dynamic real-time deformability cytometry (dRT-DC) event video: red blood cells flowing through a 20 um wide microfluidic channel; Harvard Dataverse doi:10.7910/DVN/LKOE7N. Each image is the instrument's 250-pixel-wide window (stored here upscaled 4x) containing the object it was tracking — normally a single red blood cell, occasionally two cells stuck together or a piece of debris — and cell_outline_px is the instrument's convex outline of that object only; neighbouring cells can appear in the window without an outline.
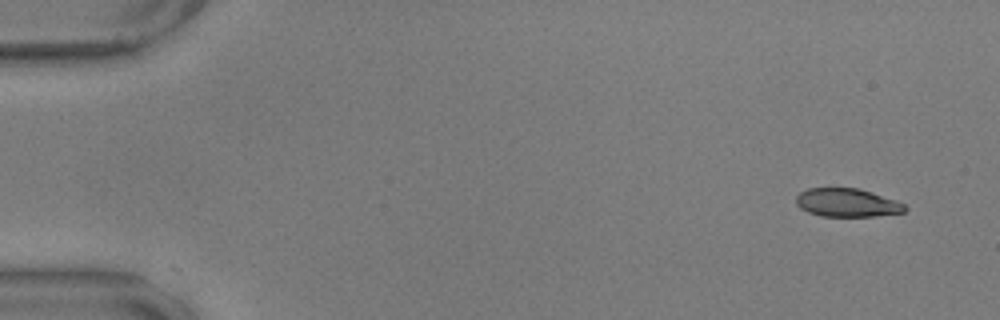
{"species": "common noctule bat (a hibernating species)", "species_latin": "Nyctalus noctula", "temperature_condition": "warm", "stored_images_in_passage": 54, "camera_frame_rate_fps": 3000, "um_per_image_px": 0.085, "animal": {"sex": "male", "body_mass_g": 17.9, "forearm_length_mm": 54.2}, "frame": {"image": 1, "passage_image": 1, "time_ms": 0.0, "image_size_px": [1000, 320], "cell_outline_px": [[908, 208], [904, 212], [876, 216], [820, 216], [808, 212], [800, 208], [796, 204], [796, 196], [800, 192], [808, 188], [860, 188], [896, 200], [904, 204]], "centroid_in_image_um": [72.0, 17.22], "position_along_channel_um": 13.0, "area_um2": 18.09}}
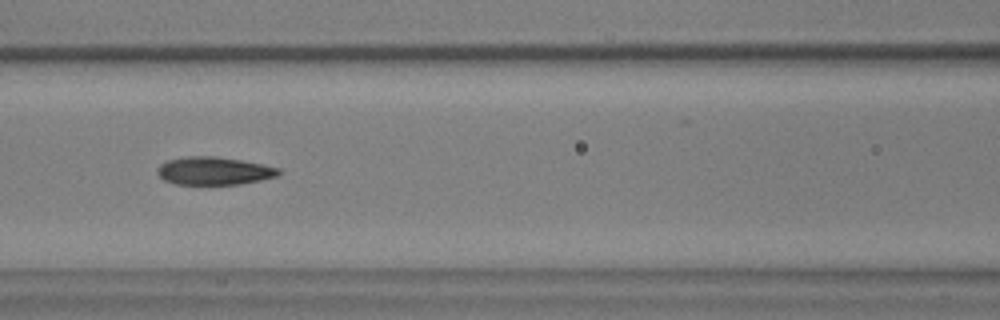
{"frame": {"image": 2, "passage_image": 23, "time_ms": 7.333, "image_size_px": [1000, 320], "cell_outline_px": [[284, 172], [280, 176], [240, 184], [176, 184], [164, 180], [156, 172], [156, 168], [160, 164], [168, 160], [188, 156], [216, 156], [264, 164], [280, 168]], "centroid_in_image_um": [18.24, 14.52], "position_along_channel_um": 148.4, "area_um2": 19.94}}
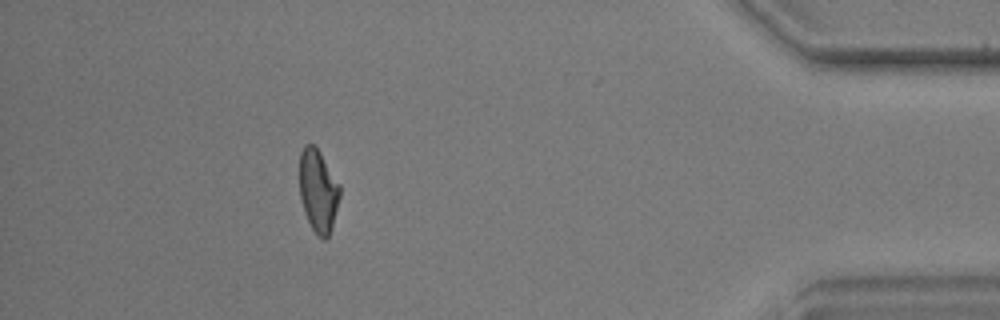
{"frame": {"image": 3, "passage_image": 49, "time_ms": 16.0, "image_size_px": [1000, 320], "cell_outline_px": [[340, 196], [332, 228], [328, 236], [324, 240], [316, 236], [304, 212], [300, 196], [300, 152], [304, 144], [312, 144], [320, 152], [340, 184]], "centroid_in_image_um": [27.05, 16.23], "position_along_channel_um": 408.2, "area_um2": 19.48}, "authors_computed_cell_mechanics": {"area_um2": 20.1144, "velocity_mm_per_s": 3.5541, "shape_relaxation_time_tau1_ms": 5.9711, "shape_relaxation_time_tau2_ms": 1.8142, "deformation_change_tau1": 0.182, "deformation_change_tau2": 0.0903}}